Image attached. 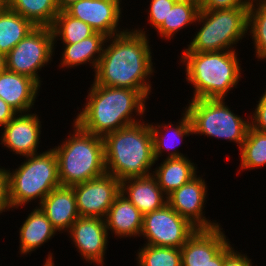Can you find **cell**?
Here are the masks:
<instances>
[{
    "mask_svg": "<svg viewBox=\"0 0 266 266\" xmlns=\"http://www.w3.org/2000/svg\"><path fill=\"white\" fill-rule=\"evenodd\" d=\"M143 28L127 29L107 38L103 54L95 70L94 82L107 87L152 92L154 74L150 41Z\"/></svg>",
    "mask_w": 266,
    "mask_h": 266,
    "instance_id": "6da1fadb",
    "label": "cell"
},
{
    "mask_svg": "<svg viewBox=\"0 0 266 266\" xmlns=\"http://www.w3.org/2000/svg\"><path fill=\"white\" fill-rule=\"evenodd\" d=\"M92 83L83 110L73 119L82 130L104 138L143 120L149 99L144 91Z\"/></svg>",
    "mask_w": 266,
    "mask_h": 266,
    "instance_id": "7a4b0ae2",
    "label": "cell"
},
{
    "mask_svg": "<svg viewBox=\"0 0 266 266\" xmlns=\"http://www.w3.org/2000/svg\"><path fill=\"white\" fill-rule=\"evenodd\" d=\"M145 122L120 128L103 138L106 172L120 182L152 174L151 167L156 164L153 136L150 124Z\"/></svg>",
    "mask_w": 266,
    "mask_h": 266,
    "instance_id": "3957f363",
    "label": "cell"
},
{
    "mask_svg": "<svg viewBox=\"0 0 266 266\" xmlns=\"http://www.w3.org/2000/svg\"><path fill=\"white\" fill-rule=\"evenodd\" d=\"M184 64L186 81L191 84L195 99H225L241 78L238 51L190 52L187 48L180 56Z\"/></svg>",
    "mask_w": 266,
    "mask_h": 266,
    "instance_id": "277c9868",
    "label": "cell"
},
{
    "mask_svg": "<svg viewBox=\"0 0 266 266\" xmlns=\"http://www.w3.org/2000/svg\"><path fill=\"white\" fill-rule=\"evenodd\" d=\"M73 132L52 148L58 162L62 186H74L106 174L104 140L82 130L75 122Z\"/></svg>",
    "mask_w": 266,
    "mask_h": 266,
    "instance_id": "5b68a950",
    "label": "cell"
},
{
    "mask_svg": "<svg viewBox=\"0 0 266 266\" xmlns=\"http://www.w3.org/2000/svg\"><path fill=\"white\" fill-rule=\"evenodd\" d=\"M8 197L11 209H19L29 202L43 199L54 189L61 186L58 174V162L54 150L25 156L24 162L16 169L8 170Z\"/></svg>",
    "mask_w": 266,
    "mask_h": 266,
    "instance_id": "8992f818",
    "label": "cell"
},
{
    "mask_svg": "<svg viewBox=\"0 0 266 266\" xmlns=\"http://www.w3.org/2000/svg\"><path fill=\"white\" fill-rule=\"evenodd\" d=\"M249 7L200 10L195 23L201 27L187 45L190 52L235 51L246 37Z\"/></svg>",
    "mask_w": 266,
    "mask_h": 266,
    "instance_id": "52a82bcc",
    "label": "cell"
},
{
    "mask_svg": "<svg viewBox=\"0 0 266 266\" xmlns=\"http://www.w3.org/2000/svg\"><path fill=\"white\" fill-rule=\"evenodd\" d=\"M226 99H195L188 102L193 134L235 142L240 149L250 126V120L234 113Z\"/></svg>",
    "mask_w": 266,
    "mask_h": 266,
    "instance_id": "ba28073f",
    "label": "cell"
},
{
    "mask_svg": "<svg viewBox=\"0 0 266 266\" xmlns=\"http://www.w3.org/2000/svg\"><path fill=\"white\" fill-rule=\"evenodd\" d=\"M54 54L51 27H35L6 54V69L28 76L41 86L38 73L53 61Z\"/></svg>",
    "mask_w": 266,
    "mask_h": 266,
    "instance_id": "9c48e42d",
    "label": "cell"
},
{
    "mask_svg": "<svg viewBox=\"0 0 266 266\" xmlns=\"http://www.w3.org/2000/svg\"><path fill=\"white\" fill-rule=\"evenodd\" d=\"M197 229L188 219L166 204L143 215L140 237L143 236L147 245L181 248Z\"/></svg>",
    "mask_w": 266,
    "mask_h": 266,
    "instance_id": "30bf717a",
    "label": "cell"
},
{
    "mask_svg": "<svg viewBox=\"0 0 266 266\" xmlns=\"http://www.w3.org/2000/svg\"><path fill=\"white\" fill-rule=\"evenodd\" d=\"M72 187L80 217L105 219L116 196L121 192V182L107 173Z\"/></svg>",
    "mask_w": 266,
    "mask_h": 266,
    "instance_id": "8fae6325",
    "label": "cell"
},
{
    "mask_svg": "<svg viewBox=\"0 0 266 266\" xmlns=\"http://www.w3.org/2000/svg\"><path fill=\"white\" fill-rule=\"evenodd\" d=\"M203 175H196L189 182L167 195V204L180 216L188 219L198 229H213L221 226L216 220L205 216L208 188Z\"/></svg>",
    "mask_w": 266,
    "mask_h": 266,
    "instance_id": "7c38bea8",
    "label": "cell"
},
{
    "mask_svg": "<svg viewBox=\"0 0 266 266\" xmlns=\"http://www.w3.org/2000/svg\"><path fill=\"white\" fill-rule=\"evenodd\" d=\"M121 3L119 0H79L64 11L109 38L128 29L122 30L119 26L123 10Z\"/></svg>",
    "mask_w": 266,
    "mask_h": 266,
    "instance_id": "4fadbf2b",
    "label": "cell"
},
{
    "mask_svg": "<svg viewBox=\"0 0 266 266\" xmlns=\"http://www.w3.org/2000/svg\"><path fill=\"white\" fill-rule=\"evenodd\" d=\"M76 251L90 264L104 266L109 235L105 219L79 217L67 231Z\"/></svg>",
    "mask_w": 266,
    "mask_h": 266,
    "instance_id": "5bb4252c",
    "label": "cell"
},
{
    "mask_svg": "<svg viewBox=\"0 0 266 266\" xmlns=\"http://www.w3.org/2000/svg\"><path fill=\"white\" fill-rule=\"evenodd\" d=\"M34 113H17L3 128L1 142L13 154L30 156L39 153L41 121Z\"/></svg>",
    "mask_w": 266,
    "mask_h": 266,
    "instance_id": "9a60e30c",
    "label": "cell"
},
{
    "mask_svg": "<svg viewBox=\"0 0 266 266\" xmlns=\"http://www.w3.org/2000/svg\"><path fill=\"white\" fill-rule=\"evenodd\" d=\"M220 226L197 229L180 248L182 266H205L230 241ZM227 238V239H226Z\"/></svg>",
    "mask_w": 266,
    "mask_h": 266,
    "instance_id": "2e32d148",
    "label": "cell"
},
{
    "mask_svg": "<svg viewBox=\"0 0 266 266\" xmlns=\"http://www.w3.org/2000/svg\"><path fill=\"white\" fill-rule=\"evenodd\" d=\"M40 87L28 76L7 69L0 73V97L17 113L31 112Z\"/></svg>",
    "mask_w": 266,
    "mask_h": 266,
    "instance_id": "e0dca14e",
    "label": "cell"
},
{
    "mask_svg": "<svg viewBox=\"0 0 266 266\" xmlns=\"http://www.w3.org/2000/svg\"><path fill=\"white\" fill-rule=\"evenodd\" d=\"M52 226L61 233H66L80 217L76 197L71 186H59L52 190L39 205Z\"/></svg>",
    "mask_w": 266,
    "mask_h": 266,
    "instance_id": "ac0fdd59",
    "label": "cell"
},
{
    "mask_svg": "<svg viewBox=\"0 0 266 266\" xmlns=\"http://www.w3.org/2000/svg\"><path fill=\"white\" fill-rule=\"evenodd\" d=\"M121 193L143 215L160 209L167 204V195L159 187L156 178L152 174L121 181Z\"/></svg>",
    "mask_w": 266,
    "mask_h": 266,
    "instance_id": "d6986e66",
    "label": "cell"
},
{
    "mask_svg": "<svg viewBox=\"0 0 266 266\" xmlns=\"http://www.w3.org/2000/svg\"><path fill=\"white\" fill-rule=\"evenodd\" d=\"M105 223L108 234L114 233L115 237H140L143 214L120 192L108 210Z\"/></svg>",
    "mask_w": 266,
    "mask_h": 266,
    "instance_id": "ffe728a7",
    "label": "cell"
},
{
    "mask_svg": "<svg viewBox=\"0 0 266 266\" xmlns=\"http://www.w3.org/2000/svg\"><path fill=\"white\" fill-rule=\"evenodd\" d=\"M170 123H157L154 125L153 123H149L153 136L154 158L156 162L159 157L163 156L162 153L164 152H167L168 155L166 158L168 159L186 156L179 152L178 145L183 143V138L193 135V129L188 113L184 109L182 117L179 122H177V125L172 124V122Z\"/></svg>",
    "mask_w": 266,
    "mask_h": 266,
    "instance_id": "44dd1931",
    "label": "cell"
},
{
    "mask_svg": "<svg viewBox=\"0 0 266 266\" xmlns=\"http://www.w3.org/2000/svg\"><path fill=\"white\" fill-rule=\"evenodd\" d=\"M27 216L19 228V254L26 256L58 234L39 206L33 208Z\"/></svg>",
    "mask_w": 266,
    "mask_h": 266,
    "instance_id": "7402d4cb",
    "label": "cell"
},
{
    "mask_svg": "<svg viewBox=\"0 0 266 266\" xmlns=\"http://www.w3.org/2000/svg\"><path fill=\"white\" fill-rule=\"evenodd\" d=\"M108 37L95 32L92 36L74 44H63L62 57L60 58L61 68L77 67L80 65L91 64L95 70L103 54L104 46ZM96 54V55H95Z\"/></svg>",
    "mask_w": 266,
    "mask_h": 266,
    "instance_id": "603a6c76",
    "label": "cell"
},
{
    "mask_svg": "<svg viewBox=\"0 0 266 266\" xmlns=\"http://www.w3.org/2000/svg\"><path fill=\"white\" fill-rule=\"evenodd\" d=\"M196 164L189 157L164 158L163 161L156 165L152 175L162 191L169 195L175 189L180 188L197 175Z\"/></svg>",
    "mask_w": 266,
    "mask_h": 266,
    "instance_id": "cb8c5ba5",
    "label": "cell"
},
{
    "mask_svg": "<svg viewBox=\"0 0 266 266\" xmlns=\"http://www.w3.org/2000/svg\"><path fill=\"white\" fill-rule=\"evenodd\" d=\"M34 28L29 20L0 4V52L6 55Z\"/></svg>",
    "mask_w": 266,
    "mask_h": 266,
    "instance_id": "d4e9b609",
    "label": "cell"
},
{
    "mask_svg": "<svg viewBox=\"0 0 266 266\" xmlns=\"http://www.w3.org/2000/svg\"><path fill=\"white\" fill-rule=\"evenodd\" d=\"M3 3L35 27H51L60 11L56 0H4Z\"/></svg>",
    "mask_w": 266,
    "mask_h": 266,
    "instance_id": "484cf974",
    "label": "cell"
},
{
    "mask_svg": "<svg viewBox=\"0 0 266 266\" xmlns=\"http://www.w3.org/2000/svg\"><path fill=\"white\" fill-rule=\"evenodd\" d=\"M199 11L198 0H178L169 11L167 19L156 29L158 35L164 40L173 39L180 29L196 25Z\"/></svg>",
    "mask_w": 266,
    "mask_h": 266,
    "instance_id": "4316f807",
    "label": "cell"
},
{
    "mask_svg": "<svg viewBox=\"0 0 266 266\" xmlns=\"http://www.w3.org/2000/svg\"><path fill=\"white\" fill-rule=\"evenodd\" d=\"M55 43L58 39L62 44H74L92 36L95 31L87 23L68 15L65 11H59L51 26ZM60 37V38H59Z\"/></svg>",
    "mask_w": 266,
    "mask_h": 266,
    "instance_id": "83f0119b",
    "label": "cell"
},
{
    "mask_svg": "<svg viewBox=\"0 0 266 266\" xmlns=\"http://www.w3.org/2000/svg\"><path fill=\"white\" fill-rule=\"evenodd\" d=\"M240 154V170L246 171L258 169L266 166V133L258 131L249 126L245 141L239 149Z\"/></svg>",
    "mask_w": 266,
    "mask_h": 266,
    "instance_id": "f1b7e54d",
    "label": "cell"
},
{
    "mask_svg": "<svg viewBox=\"0 0 266 266\" xmlns=\"http://www.w3.org/2000/svg\"><path fill=\"white\" fill-rule=\"evenodd\" d=\"M248 36L252 35L255 55L266 60V0H251L248 9ZM250 33V34H249Z\"/></svg>",
    "mask_w": 266,
    "mask_h": 266,
    "instance_id": "f546056e",
    "label": "cell"
},
{
    "mask_svg": "<svg viewBox=\"0 0 266 266\" xmlns=\"http://www.w3.org/2000/svg\"><path fill=\"white\" fill-rule=\"evenodd\" d=\"M136 256L137 266H182L180 248L158 247L143 243Z\"/></svg>",
    "mask_w": 266,
    "mask_h": 266,
    "instance_id": "4dcf8cb0",
    "label": "cell"
},
{
    "mask_svg": "<svg viewBox=\"0 0 266 266\" xmlns=\"http://www.w3.org/2000/svg\"><path fill=\"white\" fill-rule=\"evenodd\" d=\"M148 12V23L157 29L167 19L169 11L178 0H150Z\"/></svg>",
    "mask_w": 266,
    "mask_h": 266,
    "instance_id": "1f68e13d",
    "label": "cell"
},
{
    "mask_svg": "<svg viewBox=\"0 0 266 266\" xmlns=\"http://www.w3.org/2000/svg\"><path fill=\"white\" fill-rule=\"evenodd\" d=\"M260 96L256 104V109L248 117L250 120V126L258 131L266 133V90ZM252 115V116H251Z\"/></svg>",
    "mask_w": 266,
    "mask_h": 266,
    "instance_id": "d6a6232c",
    "label": "cell"
},
{
    "mask_svg": "<svg viewBox=\"0 0 266 266\" xmlns=\"http://www.w3.org/2000/svg\"><path fill=\"white\" fill-rule=\"evenodd\" d=\"M199 10L230 9L249 7L250 0H198Z\"/></svg>",
    "mask_w": 266,
    "mask_h": 266,
    "instance_id": "836d02e7",
    "label": "cell"
},
{
    "mask_svg": "<svg viewBox=\"0 0 266 266\" xmlns=\"http://www.w3.org/2000/svg\"><path fill=\"white\" fill-rule=\"evenodd\" d=\"M10 209L7 172L5 167L0 166V215Z\"/></svg>",
    "mask_w": 266,
    "mask_h": 266,
    "instance_id": "e575fe53",
    "label": "cell"
},
{
    "mask_svg": "<svg viewBox=\"0 0 266 266\" xmlns=\"http://www.w3.org/2000/svg\"><path fill=\"white\" fill-rule=\"evenodd\" d=\"M253 262L247 254L241 253L233 249L226 257L224 266H252Z\"/></svg>",
    "mask_w": 266,
    "mask_h": 266,
    "instance_id": "d590c367",
    "label": "cell"
},
{
    "mask_svg": "<svg viewBox=\"0 0 266 266\" xmlns=\"http://www.w3.org/2000/svg\"><path fill=\"white\" fill-rule=\"evenodd\" d=\"M17 112L0 97V128L4 127Z\"/></svg>",
    "mask_w": 266,
    "mask_h": 266,
    "instance_id": "8d00e7d4",
    "label": "cell"
},
{
    "mask_svg": "<svg viewBox=\"0 0 266 266\" xmlns=\"http://www.w3.org/2000/svg\"><path fill=\"white\" fill-rule=\"evenodd\" d=\"M229 242L215 257L210 260V263L205 266H224L225 257L234 249Z\"/></svg>",
    "mask_w": 266,
    "mask_h": 266,
    "instance_id": "74e56055",
    "label": "cell"
},
{
    "mask_svg": "<svg viewBox=\"0 0 266 266\" xmlns=\"http://www.w3.org/2000/svg\"><path fill=\"white\" fill-rule=\"evenodd\" d=\"M79 0H56L58 9L60 11H64L68 6H70L71 4L77 2Z\"/></svg>",
    "mask_w": 266,
    "mask_h": 266,
    "instance_id": "f35d334b",
    "label": "cell"
},
{
    "mask_svg": "<svg viewBox=\"0 0 266 266\" xmlns=\"http://www.w3.org/2000/svg\"><path fill=\"white\" fill-rule=\"evenodd\" d=\"M6 69V55L0 52V73Z\"/></svg>",
    "mask_w": 266,
    "mask_h": 266,
    "instance_id": "ab89813d",
    "label": "cell"
}]
</instances>
